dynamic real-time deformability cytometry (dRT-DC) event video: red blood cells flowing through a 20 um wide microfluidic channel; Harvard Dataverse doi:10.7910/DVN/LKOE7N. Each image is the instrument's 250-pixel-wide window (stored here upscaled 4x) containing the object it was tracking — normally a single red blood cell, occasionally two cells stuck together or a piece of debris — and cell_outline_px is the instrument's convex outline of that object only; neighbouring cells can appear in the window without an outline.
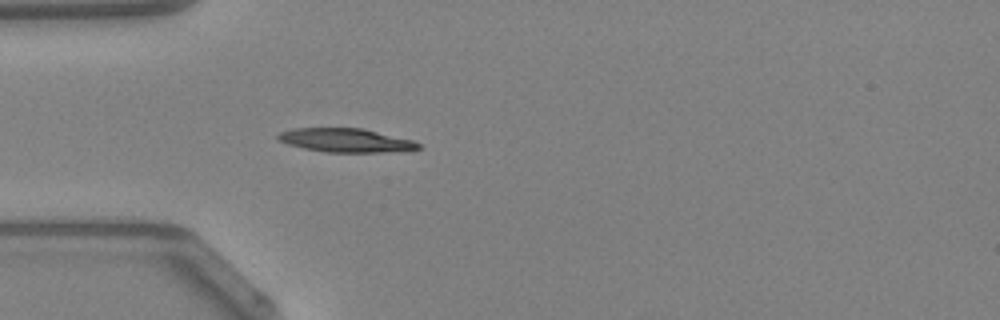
{"species": "Egyptian fruit bat (a non-hibernating species)", "species_latin": "Rousettus aegyptiacus", "temperature_condition": "warm", "stored_images_in_passage": 48, "camera_frame_rate_fps": 3000, "um_per_image_px": 0.085, "animal": {"sex": "female"}, "frame": {"image": 1, "passage_image": 14, "time_ms": 4.333, "image_size_px": [1000, 320], "cell_outline_px": [[424, 148], [400, 152], [324, 152], [304, 148], [288, 144], [276, 140], [276, 136], [280, 132], [292, 128], [364, 128], [412, 140], [420, 144]], "centroid_in_image_um": [29.42, 11.93], "position_along_channel_um": 55.6, "area_um2": 19.71}, "authors_computed_cell_mechanics": {"area_um2": 18.785, "velocity_mm_per_s": 4.2639, "shape_relaxation_time_tau1_ms": 9.8855, "shape_relaxation_time_tau2_ms": 10.6365, "deformation_change_tau1": 0.2572, "deformation_change_tau2": 0.1854}}